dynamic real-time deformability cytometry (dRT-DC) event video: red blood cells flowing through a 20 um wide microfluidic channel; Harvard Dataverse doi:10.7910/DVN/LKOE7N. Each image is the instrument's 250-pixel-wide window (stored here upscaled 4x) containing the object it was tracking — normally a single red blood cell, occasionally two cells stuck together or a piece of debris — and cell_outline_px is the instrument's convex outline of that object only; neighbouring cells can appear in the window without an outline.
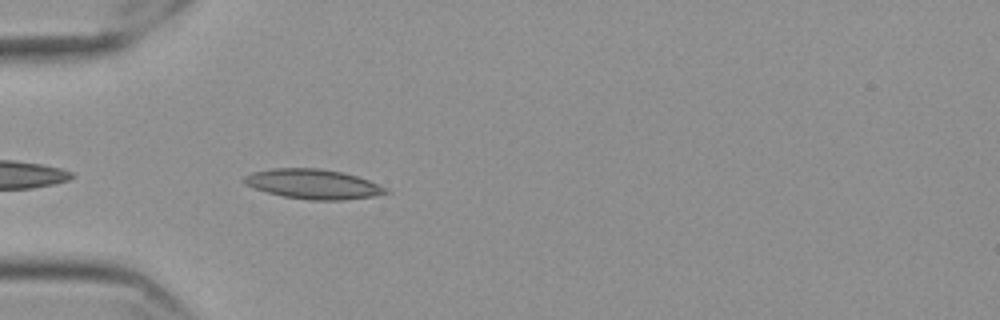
{"species": "Egyptian fruit bat (a non-hibernating species)", "species_latin": "Rousettus aegyptiacus", "temperature_condition": "cold", "stored_images_in_passage": 42, "camera_frame_rate_fps": 3000, "um_per_image_px": 0.085, "frame": {"image": 1, "passage_image": 3, "time_ms": 0.667, "image_size_px": [1000, 320], "cell_outline_px": [[392, 192], [376, 196], [344, 200], [308, 200], [284, 196], [268, 192], [244, 184], [240, 180], [244, 176], [252, 172], [272, 168], [320, 168], [344, 172], [368, 180], [388, 188]], "centroid_in_image_um": [26.64, 15.64], "position_along_channel_um": 58.4, "area_um2": 24.74}}
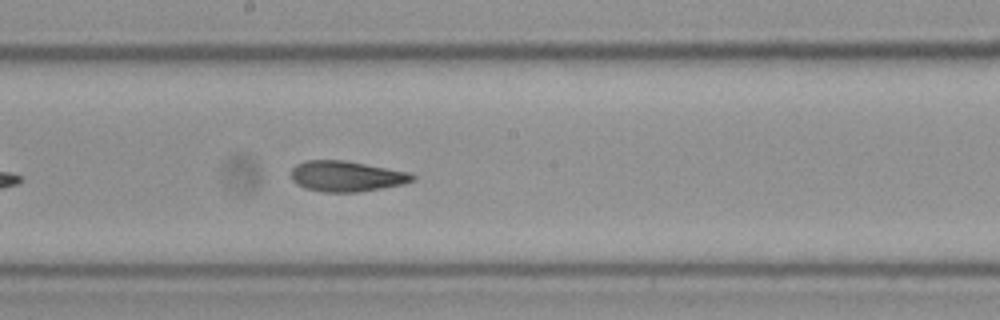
{"frame": {"image": 2, "passage_image": 17, "time_ms": 5.333, "image_size_px": [1000, 320], "cell_outline_px": [[416, 180], [404, 184], [356, 192], [324, 192], [304, 188], [292, 180], [292, 168], [296, 164], [304, 160], [344, 160], [408, 172], [416, 176]], "centroid_in_image_um": [29.44, 14.98], "position_along_channel_um": 218.8, "area_um2": 21.56}}
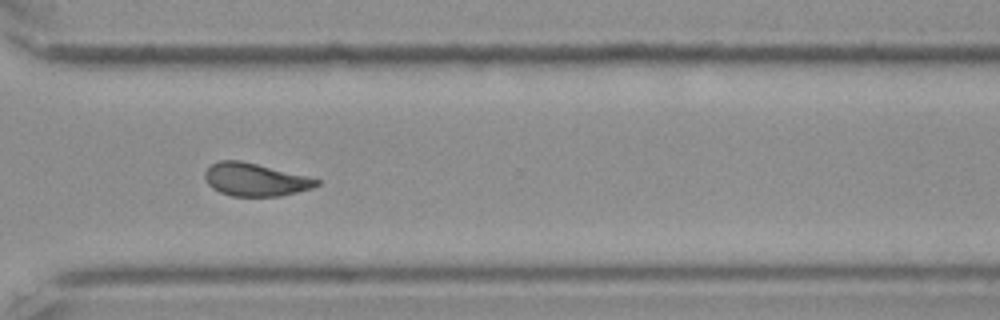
{"frame": {"image": 3, "passage_image": 28, "time_ms": 9.0, "image_size_px": [1000, 320], "cell_outline_px": [[320, 184], [312, 188], [280, 196], [232, 196], [220, 192], [212, 188], [208, 184], [204, 176], [204, 172], [212, 164], [220, 160], [240, 160], [320, 180]], "centroid_in_image_um": [21.65, 15.27], "position_along_channel_um": 349.0, "area_um2": 21.04}, "authors_computed_cell_mechanics": {"area_um2": 21.675, "velocity_mm_per_s": 3.5541, "shape_relaxation_time_tau1_ms": 11.1206, "shape_relaxation_time_tau2_ms": 2.6201, "deformation_change_tau1": 0.224, "deformation_change_tau2": 0.093}}